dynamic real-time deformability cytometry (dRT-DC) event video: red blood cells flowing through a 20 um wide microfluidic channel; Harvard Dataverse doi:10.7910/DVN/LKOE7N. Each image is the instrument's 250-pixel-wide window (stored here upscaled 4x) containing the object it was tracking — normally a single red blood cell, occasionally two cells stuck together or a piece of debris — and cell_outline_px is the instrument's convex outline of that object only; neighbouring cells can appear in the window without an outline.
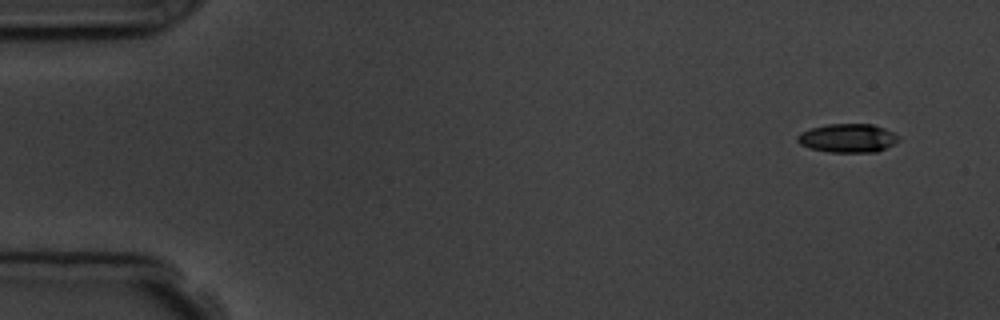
{"species": "common noctule bat (a hibernating species)", "species_latin": "Nyctalus noctula", "temperature_condition": "room temperature", "stored_images_in_passage": 6, "segment_of_instrument_passage": [2, 2], "camera_frame_rate_fps": 3000, "um_per_image_px": 0.085, "animal": {"sex": "male", "body_mass_g": 19.5, "forearm_length_mm": 54.6}, "frame": {"image": 1, "passage_image": 6, "time_ms": 6.667, "image_size_px": [1000, 320], "cell_outline_px": [[900, 140], [876, 152], [828, 152], [808, 148], [800, 144], [796, 140], [796, 136], [800, 132], [812, 128], [828, 124], [872, 124], [884, 128], [900, 136]], "centroid_in_image_um": [72.03, 11.74], "position_along_channel_um": 13.0, "area_um2": 16.94}}